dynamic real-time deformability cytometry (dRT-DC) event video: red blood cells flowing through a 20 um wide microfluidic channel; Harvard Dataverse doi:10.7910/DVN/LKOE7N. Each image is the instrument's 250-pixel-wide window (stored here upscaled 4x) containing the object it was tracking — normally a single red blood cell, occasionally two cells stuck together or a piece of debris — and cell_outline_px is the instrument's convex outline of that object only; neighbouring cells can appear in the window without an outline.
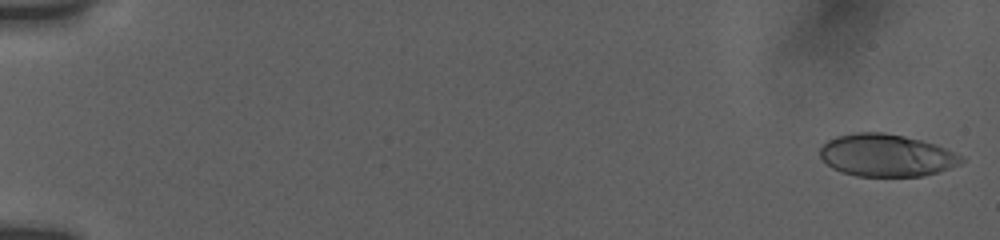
{"species": "human", "species_latin": "Homo sapiens", "temperature_condition": "room temperature", "stored_images_in_passage": 94, "camera_frame_rate_fps": 3000, "um_per_image_px": 0.085, "donor": {"sex": "female"}, "frame": {"image": 1, "passage_image": 1, "time_ms": 0.0, "image_size_px": [1000, 240], "cell_outline_px": [[964, 160], [960, 164], [924, 176], [856, 176], [840, 172], [832, 168], [820, 156], [820, 148], [828, 140], [836, 136], [856, 132], [884, 132], [904, 136], [936, 144], [960, 156]], "centroid_in_image_um": [75.3, 13.2], "position_along_channel_um": 9.7, "area_um2": 34.68}}
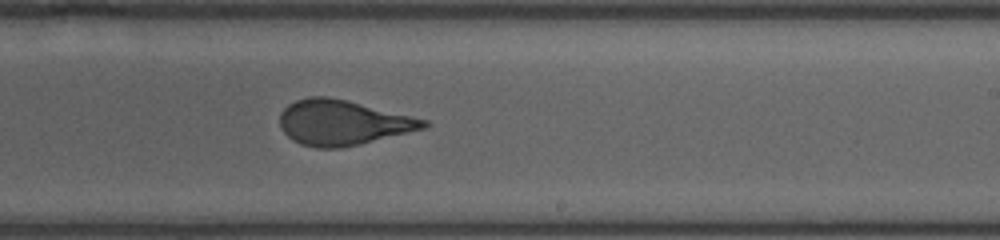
{"frame": {"image": 2, "passage_image": 63, "time_ms": 11.333, "image_size_px": [1000, 240], "cell_outline_px": [[432, 124], [424, 128], [360, 144], [340, 148], [316, 148], [300, 144], [292, 140], [280, 128], [280, 112], [288, 104], [296, 100], [308, 96], [328, 96], [348, 100], [428, 120]], "centroid_in_image_um": [29.1, 10.41], "position_along_channel_um": 259.9, "area_um2": 37.86}}
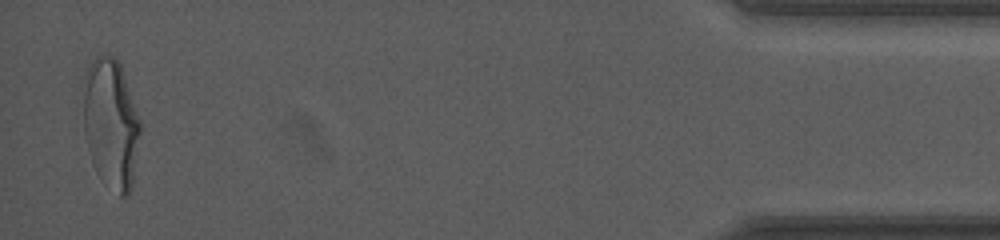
{"frame": {"image": 3, "passage_image": 93, "time_ms": 17.667, "image_size_px": [1000, 240], "cell_outline_px": [[140, 132], [132, 180], [128, 196], [120, 196], [88, 148], [84, 132], [84, 72], [92, 60], [96, 56], [104, 52], [112, 56], [120, 64], [140, 120]], "centroid_in_image_um": [9.44, 10.3], "position_along_channel_um": 425.8, "area_um2": 41.1}, "authors_computed_cell_mechanics": {"area_um2": 37.4544, "velocity_mm_per_s": 3.7877, "shape_relaxation_time_tau1_ms": 4.9924, "shape_relaxation_time_tau2_ms": 0.9401, "deformation_change_tau1": 0.2032, "deformation_change_tau2": 0.087}}